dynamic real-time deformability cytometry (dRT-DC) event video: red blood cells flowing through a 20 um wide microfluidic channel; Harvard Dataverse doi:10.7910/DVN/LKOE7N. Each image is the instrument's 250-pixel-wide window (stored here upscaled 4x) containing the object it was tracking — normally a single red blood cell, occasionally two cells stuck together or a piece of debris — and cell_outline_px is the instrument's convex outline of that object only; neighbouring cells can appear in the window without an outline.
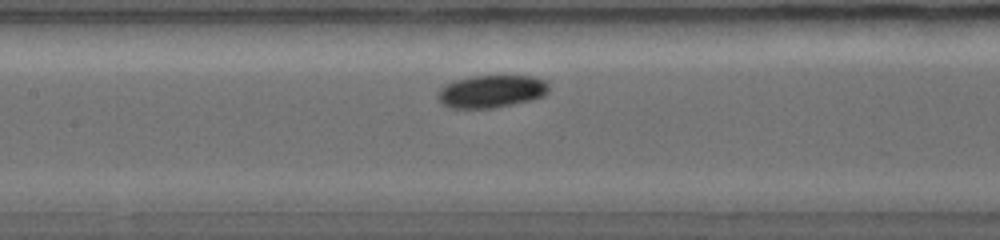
{"species": "common noctule bat (a hibernating species)", "species_latin": "Nyctalus noctula", "temperature_condition": "warm", "stored_images_in_passage": 8, "segment_of_instrument_passage": [2, 2], "camera_frame_rate_fps": 5000, "um_per_image_px": 0.085, "animal": {"sex": "female", "body_mass_g": 19.0, "forearm_length_mm": 56.7}, "frame": {"image": 1, "passage_image": 8, "time_ms": 4.2, "image_size_px": [1000, 240], "cell_outline_px": [[548, 92], [544, 96], [532, 100], [492, 108], [448, 108], [436, 96], [440, 88], [444, 84], [456, 80], [472, 76], [532, 76], [544, 80], [548, 84]], "centroid_in_image_um": [41.76, 7.77], "position_along_channel_um": 165.6, "area_um2": 21.1}}